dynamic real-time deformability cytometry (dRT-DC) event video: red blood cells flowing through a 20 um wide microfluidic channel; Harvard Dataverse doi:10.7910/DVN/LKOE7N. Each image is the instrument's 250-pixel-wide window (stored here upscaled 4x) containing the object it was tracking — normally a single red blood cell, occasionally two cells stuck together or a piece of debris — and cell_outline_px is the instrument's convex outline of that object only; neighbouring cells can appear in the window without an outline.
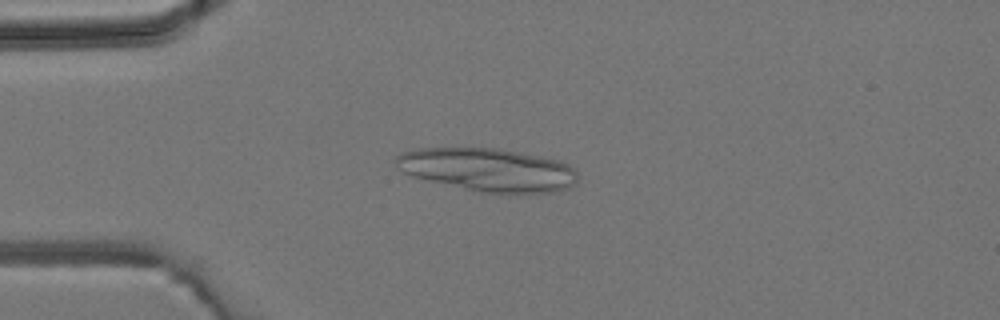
{"species": "common noctule bat (a hibernating species)", "species_latin": "Nyctalus noctula", "temperature_condition": "room temperature", "stored_images_in_passage": 5, "camera_frame_rate_fps": 3000, "um_per_image_px": 0.085, "animal": {"sex": "male", "body_mass_g": 19.2, "forearm_length_mm": 51.8}, "frame": {"image": 1, "passage_image": 4, "time_ms": 3.333, "image_size_px": [1000, 320], "cell_outline_px": [[576, 184], [568, 188], [556, 192], [528, 196], [480, 192], [412, 176], [404, 172], [396, 164], [396, 156], [404, 152], [416, 148], [496, 148], [540, 156], [560, 160], [568, 164], [576, 172]], "centroid_in_image_um": [41.56, 14.46], "position_along_channel_um": 43.4, "area_um2": 46.24}}